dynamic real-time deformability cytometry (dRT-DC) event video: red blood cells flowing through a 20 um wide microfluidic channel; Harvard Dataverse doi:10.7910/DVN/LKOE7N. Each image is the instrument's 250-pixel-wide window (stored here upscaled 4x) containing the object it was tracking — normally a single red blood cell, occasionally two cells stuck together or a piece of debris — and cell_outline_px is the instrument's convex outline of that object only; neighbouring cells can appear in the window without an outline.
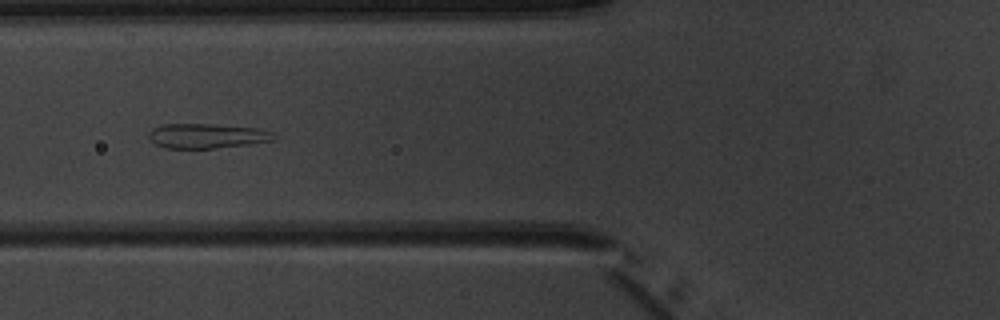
{"species": "common noctule bat (a hibernating species)", "species_latin": "Nyctalus noctula", "temperature_condition": "warm", "stored_images_in_passage": 6, "camera_frame_rate_fps": 3000, "um_per_image_px": 0.085, "animal": {"sex": "male", "body_mass_g": 20.1, "forearm_length_mm": 53.5}, "frame": {"image": 1, "passage_image": 6, "time_ms": 5.667, "image_size_px": [1000, 320], "cell_outline_px": [[276, 140], [248, 144], [216, 148], [164, 148], [156, 144], [148, 136], [148, 132], [152, 128], [164, 124], [212, 124], [256, 128], [272, 132], [276, 136]], "centroid_in_image_um": [17.58, 11.55], "position_along_channel_um": 108.2, "area_um2": 17.98}}